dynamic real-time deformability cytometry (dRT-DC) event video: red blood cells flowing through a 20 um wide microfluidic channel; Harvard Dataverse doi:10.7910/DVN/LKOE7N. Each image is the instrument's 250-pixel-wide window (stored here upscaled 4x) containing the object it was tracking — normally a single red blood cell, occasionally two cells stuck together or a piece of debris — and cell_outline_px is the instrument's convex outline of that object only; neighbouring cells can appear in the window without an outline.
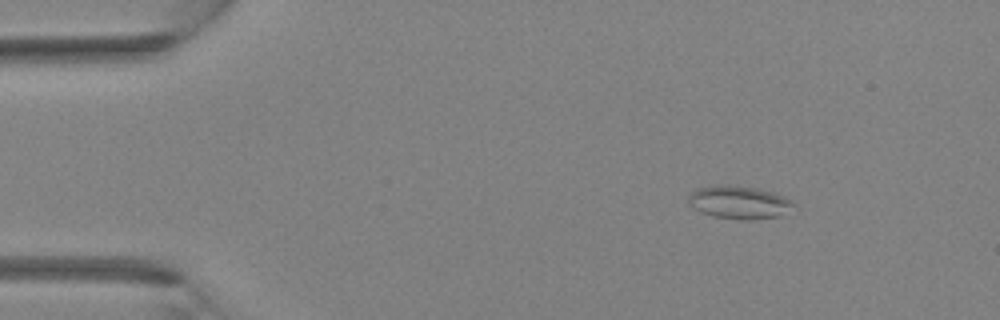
{"species": "Egyptian fruit bat (a non-hibernating species)", "species_latin": "Rousettus aegyptiacus", "temperature_condition": "room temperature", "stored_images_in_passage": 4, "camera_frame_rate_fps": 3000, "um_per_image_px": 0.085, "animal": {"sex": "female"}, "frame": {"image": 1, "passage_image": 1, "time_ms": 0.0, "image_size_px": [1000, 320], "cell_outline_px": [[796, 204], [780, 216], [752, 220], [740, 220], [712, 216], [700, 212], [692, 208], [688, 200], [688, 196], [696, 188], [724, 184], [756, 188], [772, 192], [784, 196], [792, 200]], "centroid_in_image_um": [62.8, 17.2], "position_along_channel_um": 22.2, "area_um2": 20.35}}